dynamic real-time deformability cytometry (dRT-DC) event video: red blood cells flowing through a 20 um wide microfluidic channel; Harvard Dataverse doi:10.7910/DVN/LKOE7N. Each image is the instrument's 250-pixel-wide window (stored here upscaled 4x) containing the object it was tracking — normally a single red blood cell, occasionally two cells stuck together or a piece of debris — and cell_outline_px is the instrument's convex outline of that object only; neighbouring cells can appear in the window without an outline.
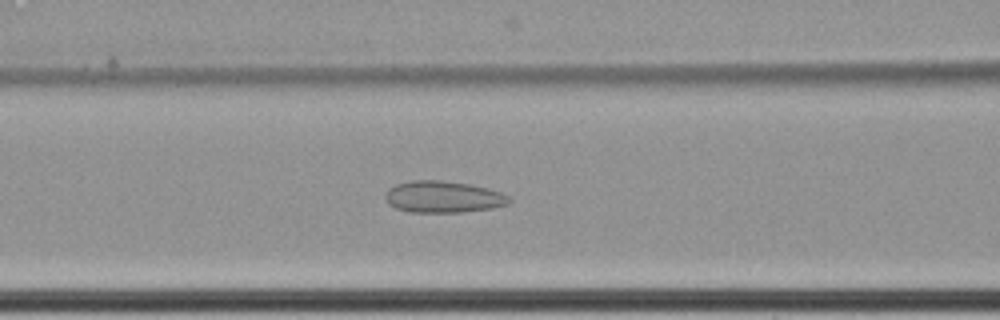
{"species": "common noctule bat (a hibernating species)", "species_latin": "Nyctalus noctula", "temperature_condition": "cold", "stored_images_in_passage": 65, "camera_frame_rate_fps": 3000, "um_per_image_px": 0.085, "animal": {"sex": "female", "body_mass_g": 22.7, "forearm_length_mm": 54.2}, "frame": {"image": 1, "passage_image": 31, "time_ms": 10.0, "image_size_px": [1000, 320], "cell_outline_px": [[512, 200], [508, 204], [492, 208], [460, 212], [412, 212], [396, 208], [388, 204], [384, 200], [384, 196], [388, 188], [396, 184], [412, 180], [440, 180], [472, 184], [488, 188], [500, 192], [508, 196]], "centroid_in_image_um": [37.65, 16.72], "position_along_channel_um": 129.0, "area_um2": 23.0}}
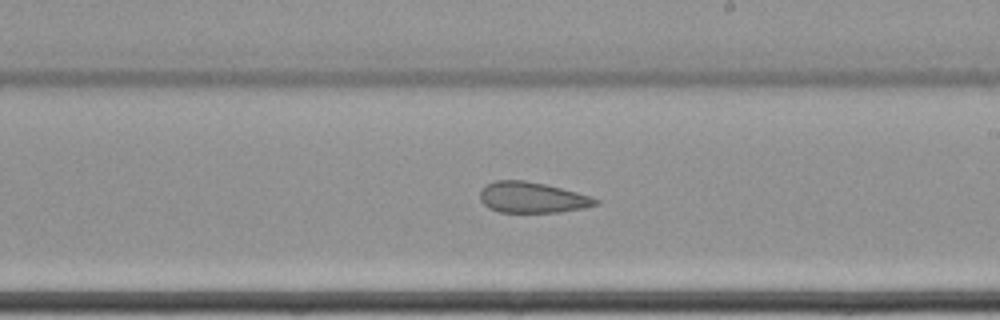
{"frame": {"image": 2, "passage_image": 41, "time_ms": 13.333, "image_size_px": [1000, 320], "cell_outline_px": [[600, 204], [584, 208], [560, 212], [500, 212], [488, 208], [480, 200], [480, 192], [484, 184], [496, 180], [524, 180], [544, 184], [576, 192], [600, 200]], "centroid_in_image_um": [45.21, 16.79], "position_along_channel_um": 243.8, "area_um2": 20.75}}
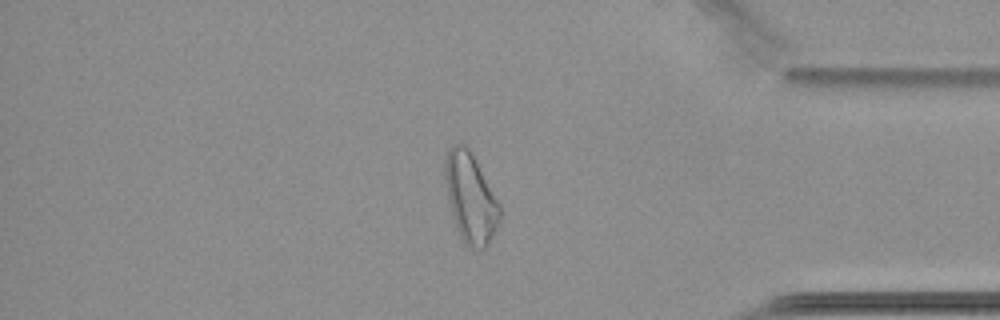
{"frame": {"image": 3, "passage_image": 56, "time_ms": 18.333, "image_size_px": [1000, 320], "cell_outline_px": [[500, 220], [488, 244], [480, 252], [468, 248], [460, 236], [456, 228], [452, 216], [448, 196], [444, 172], [444, 160], [448, 148], [452, 144], [464, 144], [468, 148], [500, 204]], "centroid_in_image_um": [39.98, 16.86], "position_along_channel_um": 395.2, "area_um2": 28.44}, "authors_computed_cell_mechanics": {"area_um2": 27.8018, "velocity_mm_per_s": 3.4491, "shape_relaxation_time_tau1_ms": null, "shape_relaxation_time_tau2_ms": 2.3876, "deformation_change_tau1": null, "deformation_change_tau2": 0.0982}}